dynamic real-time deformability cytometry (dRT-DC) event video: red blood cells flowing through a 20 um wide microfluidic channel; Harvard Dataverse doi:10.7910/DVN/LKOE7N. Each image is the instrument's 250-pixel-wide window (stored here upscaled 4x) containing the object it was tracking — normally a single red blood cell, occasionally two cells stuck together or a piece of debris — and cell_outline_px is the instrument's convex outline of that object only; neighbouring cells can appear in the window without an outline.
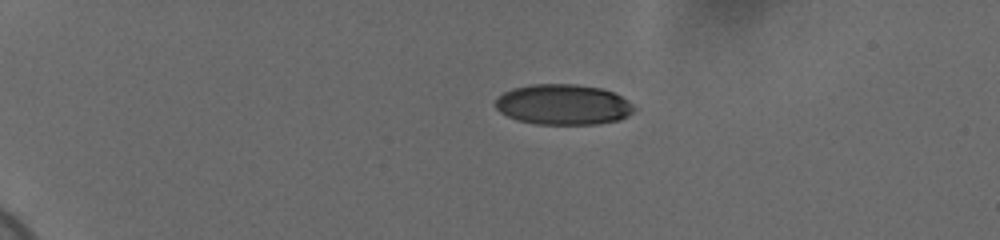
{"species": "human", "species_latin": "Homo sapiens", "temperature_condition": "cold", "stored_images_in_passage": 45, "camera_frame_rate_fps": 3000, "um_per_image_px": 0.085, "donor": {"sex": "female"}, "frame": {"image": 1, "passage_image": 1, "time_ms": 0.0, "image_size_px": [1000, 240], "cell_outline_px": [[636, 108], [628, 116], [620, 120], [596, 124], [536, 124], [516, 120], [500, 112], [496, 108], [496, 100], [504, 92], [512, 88], [532, 84], [576, 84], [600, 88], [612, 92], [620, 96], [632, 104]], "centroid_in_image_um": [47.87, 8.89], "position_along_channel_um": 37.1, "area_um2": 32.66}}
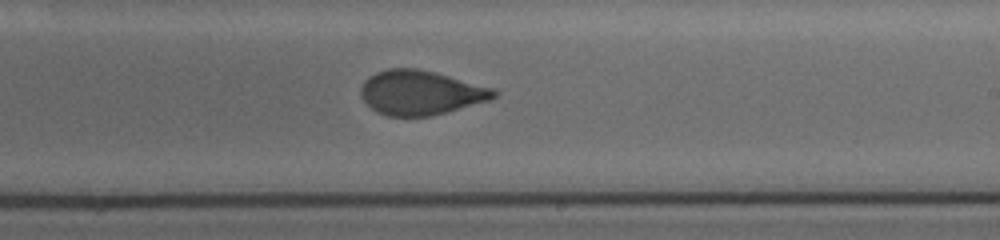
{"frame": {"image": 2, "passage_image": 25, "time_ms": 8.0, "image_size_px": [1000, 240], "cell_outline_px": [[500, 92], [496, 96], [488, 100], [448, 112], [432, 116], [388, 116], [376, 112], [360, 96], [360, 88], [364, 80], [376, 72], [388, 68], [416, 68], [436, 72], [492, 88]], "centroid_in_image_um": [35.73, 7.87], "position_along_channel_um": 253.3, "area_um2": 34.45}}
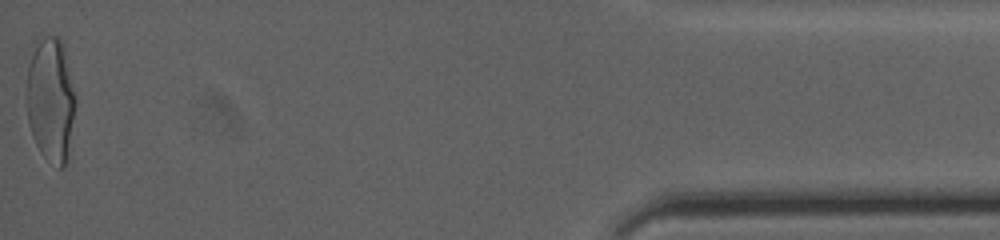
{"frame": {"image": 3, "passage_image": 45, "time_ms": 14.667, "image_size_px": [1000, 240], "cell_outline_px": [[76, 100], [68, 160], [64, 168], [60, 168], [44, 156], [40, 152], [32, 136], [28, 124], [28, 68], [32, 40], [44, 36], [56, 36], [60, 40], [64, 48], [76, 96]], "centroid_in_image_um": [4.32, 8.44], "position_along_channel_um": 430.9, "area_um2": 35.78}, "authors_computed_cell_mechanics": {"area_um2": 34.7956, "velocity_mm_per_s": 3.7039, "shape_relaxation_time_tau1_ms": 6.4797, "shape_relaxation_time_tau2_ms": 0.7618, "deformation_change_tau1": 0.1919, "deformation_change_tau2": 0.0615}}